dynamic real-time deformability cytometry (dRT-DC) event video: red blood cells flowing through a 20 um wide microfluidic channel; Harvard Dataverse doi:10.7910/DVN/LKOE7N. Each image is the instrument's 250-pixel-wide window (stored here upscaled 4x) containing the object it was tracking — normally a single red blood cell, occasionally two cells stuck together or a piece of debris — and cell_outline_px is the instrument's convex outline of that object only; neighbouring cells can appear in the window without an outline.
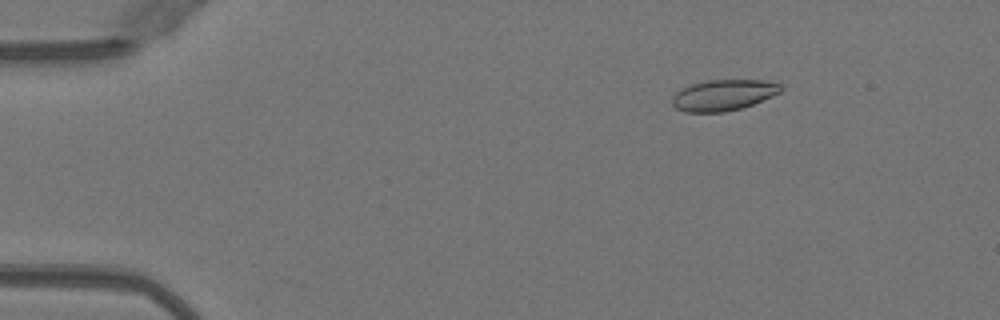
{"species": "Egyptian fruit bat (a non-hibernating species)", "species_latin": "Rousettus aegyptiacus", "temperature_condition": "warm", "stored_images_in_passage": 51, "camera_frame_rate_fps": 3000, "um_per_image_px": 0.085, "animal": {"sex": "female"}, "frame": {"image": 1, "passage_image": 8, "time_ms": 2.333, "image_size_px": [1000, 320], "cell_outline_px": [[780, 92], [772, 96], [752, 104], [740, 108], [724, 112], [684, 112], [676, 108], [672, 104], [672, 96], [676, 92], [692, 84], [708, 80], [764, 80], [780, 84]], "centroid_in_image_um": [61.45, 8.09], "position_along_channel_um": 23.5, "area_um2": 19.36}}
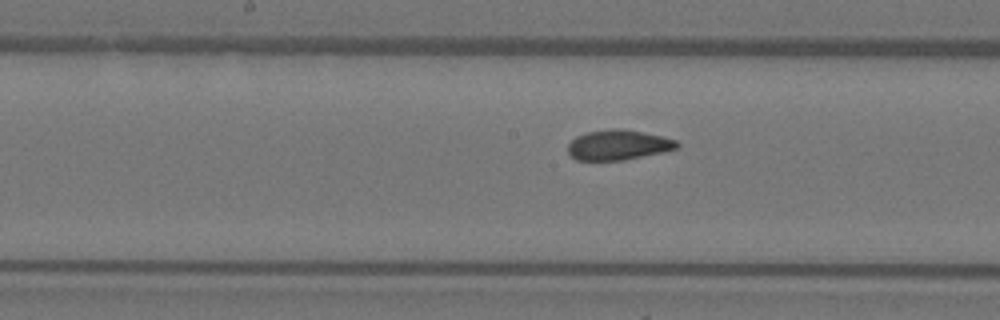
{"frame": {"image": 2, "passage_image": 27, "time_ms": 8.667, "image_size_px": [1000, 320], "cell_outline_px": [[680, 144], [676, 148], [660, 152], [624, 160], [576, 160], [568, 152], [568, 144], [576, 136], [588, 132], [612, 128], [624, 128], [664, 136], [676, 140]], "centroid_in_image_um": [52.55, 12.3], "position_along_channel_um": 195.7, "area_um2": 19.07}}
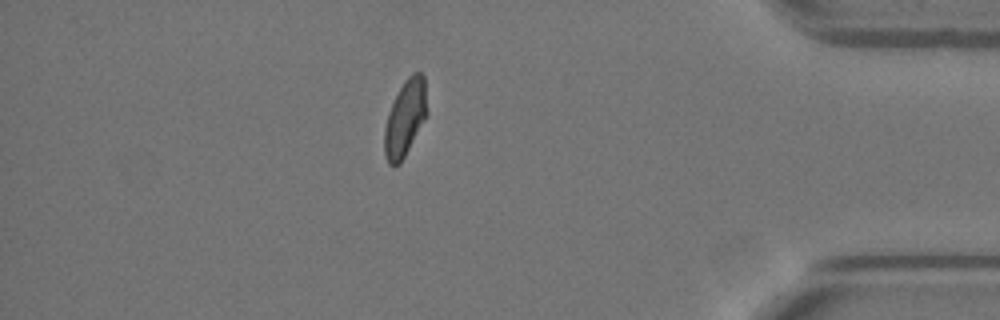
{"frame": {"image": 3, "passage_image": 45, "time_ms": 14.667, "image_size_px": [1000, 320], "cell_outline_px": [[428, 112], [424, 120], [400, 164], [388, 164], [384, 156], [384, 128], [388, 112], [404, 80], [412, 72], [420, 72], [424, 76]], "centroid_in_image_um": [34.43, 10.02], "position_along_channel_um": 400.8, "area_um2": 18.84}, "authors_computed_cell_mechanics": {"area_um2": 19.4786, "velocity_mm_per_s": 4.0261, "shape_relaxation_time_tau1_ms": 10.941, "shape_relaxation_time_tau2_ms": 0.8874, "deformation_change_tau1": 0.2291, "deformation_change_tau2": 0.0416}}